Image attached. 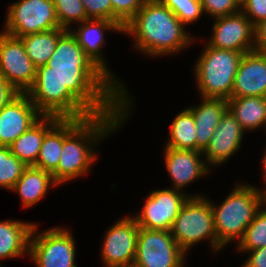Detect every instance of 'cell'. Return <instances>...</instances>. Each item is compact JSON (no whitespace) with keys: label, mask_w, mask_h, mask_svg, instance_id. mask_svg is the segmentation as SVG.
<instances>
[{"label":"cell","mask_w":266,"mask_h":267,"mask_svg":"<svg viewBox=\"0 0 266 267\" xmlns=\"http://www.w3.org/2000/svg\"><path fill=\"white\" fill-rule=\"evenodd\" d=\"M193 114L196 129V151H204L209 145L219 121L228 110L227 99L204 98L201 105L187 107Z\"/></svg>","instance_id":"cell-19"},{"label":"cell","mask_w":266,"mask_h":267,"mask_svg":"<svg viewBox=\"0 0 266 267\" xmlns=\"http://www.w3.org/2000/svg\"><path fill=\"white\" fill-rule=\"evenodd\" d=\"M170 232L185 253L202 239L210 240L214 253L219 250L211 203L204 195H190L182 205Z\"/></svg>","instance_id":"cell-6"},{"label":"cell","mask_w":266,"mask_h":267,"mask_svg":"<svg viewBox=\"0 0 266 267\" xmlns=\"http://www.w3.org/2000/svg\"><path fill=\"white\" fill-rule=\"evenodd\" d=\"M60 28L53 0H18L9 6L5 33L22 36Z\"/></svg>","instance_id":"cell-8"},{"label":"cell","mask_w":266,"mask_h":267,"mask_svg":"<svg viewBox=\"0 0 266 267\" xmlns=\"http://www.w3.org/2000/svg\"><path fill=\"white\" fill-rule=\"evenodd\" d=\"M26 167L9 147L0 146V187L12 191Z\"/></svg>","instance_id":"cell-28"},{"label":"cell","mask_w":266,"mask_h":267,"mask_svg":"<svg viewBox=\"0 0 266 267\" xmlns=\"http://www.w3.org/2000/svg\"><path fill=\"white\" fill-rule=\"evenodd\" d=\"M113 30V32H123V28L112 20L105 19H88L79 24L77 31L70 29L69 31L77 40V43L84 50V53L94 62V64L103 71L127 96L129 93L125 89L120 80L113 76V73L107 68L106 60L103 59L101 48L105 45L104 43V32L106 30Z\"/></svg>","instance_id":"cell-15"},{"label":"cell","mask_w":266,"mask_h":267,"mask_svg":"<svg viewBox=\"0 0 266 267\" xmlns=\"http://www.w3.org/2000/svg\"><path fill=\"white\" fill-rule=\"evenodd\" d=\"M227 103L228 110L245 132L266 127V101L264 97H231Z\"/></svg>","instance_id":"cell-23"},{"label":"cell","mask_w":266,"mask_h":267,"mask_svg":"<svg viewBox=\"0 0 266 267\" xmlns=\"http://www.w3.org/2000/svg\"><path fill=\"white\" fill-rule=\"evenodd\" d=\"M184 24L197 21L203 14L200 0H160Z\"/></svg>","instance_id":"cell-30"},{"label":"cell","mask_w":266,"mask_h":267,"mask_svg":"<svg viewBox=\"0 0 266 267\" xmlns=\"http://www.w3.org/2000/svg\"><path fill=\"white\" fill-rule=\"evenodd\" d=\"M63 147V119L44 136L34 167L52 173L58 166Z\"/></svg>","instance_id":"cell-25"},{"label":"cell","mask_w":266,"mask_h":267,"mask_svg":"<svg viewBox=\"0 0 266 267\" xmlns=\"http://www.w3.org/2000/svg\"><path fill=\"white\" fill-rule=\"evenodd\" d=\"M56 116H42L10 146V151L26 166H34L45 134L60 120Z\"/></svg>","instance_id":"cell-20"},{"label":"cell","mask_w":266,"mask_h":267,"mask_svg":"<svg viewBox=\"0 0 266 267\" xmlns=\"http://www.w3.org/2000/svg\"><path fill=\"white\" fill-rule=\"evenodd\" d=\"M67 30L56 28L50 31L28 34L20 37L26 54L36 67L46 65L55 51L58 39Z\"/></svg>","instance_id":"cell-24"},{"label":"cell","mask_w":266,"mask_h":267,"mask_svg":"<svg viewBox=\"0 0 266 267\" xmlns=\"http://www.w3.org/2000/svg\"><path fill=\"white\" fill-rule=\"evenodd\" d=\"M196 135L193 114L186 108L174 118L166 147L196 151Z\"/></svg>","instance_id":"cell-26"},{"label":"cell","mask_w":266,"mask_h":267,"mask_svg":"<svg viewBox=\"0 0 266 267\" xmlns=\"http://www.w3.org/2000/svg\"><path fill=\"white\" fill-rule=\"evenodd\" d=\"M36 71L22 40L0 32V75L19 93H26L35 82Z\"/></svg>","instance_id":"cell-10"},{"label":"cell","mask_w":266,"mask_h":267,"mask_svg":"<svg viewBox=\"0 0 266 267\" xmlns=\"http://www.w3.org/2000/svg\"><path fill=\"white\" fill-rule=\"evenodd\" d=\"M265 150H266V149H265ZM265 153H266V151H265ZM262 163H263V167H264V174H263V177H264L265 182H266V154H264L263 162H262ZM265 185H266V183H265ZM265 188H266V187H265ZM262 190H263V189H261V191H260V189H258L260 195L262 196L264 202L266 203V189L263 190L264 192H262Z\"/></svg>","instance_id":"cell-38"},{"label":"cell","mask_w":266,"mask_h":267,"mask_svg":"<svg viewBox=\"0 0 266 267\" xmlns=\"http://www.w3.org/2000/svg\"><path fill=\"white\" fill-rule=\"evenodd\" d=\"M254 49L253 51L266 54V19L254 26Z\"/></svg>","instance_id":"cell-35"},{"label":"cell","mask_w":266,"mask_h":267,"mask_svg":"<svg viewBox=\"0 0 266 267\" xmlns=\"http://www.w3.org/2000/svg\"><path fill=\"white\" fill-rule=\"evenodd\" d=\"M19 92L0 75V110Z\"/></svg>","instance_id":"cell-36"},{"label":"cell","mask_w":266,"mask_h":267,"mask_svg":"<svg viewBox=\"0 0 266 267\" xmlns=\"http://www.w3.org/2000/svg\"><path fill=\"white\" fill-rule=\"evenodd\" d=\"M107 267H138L135 263L121 264V265H111Z\"/></svg>","instance_id":"cell-39"},{"label":"cell","mask_w":266,"mask_h":267,"mask_svg":"<svg viewBox=\"0 0 266 267\" xmlns=\"http://www.w3.org/2000/svg\"><path fill=\"white\" fill-rule=\"evenodd\" d=\"M213 34L208 45L218 49L249 53L254 49V25L241 11L213 18Z\"/></svg>","instance_id":"cell-12"},{"label":"cell","mask_w":266,"mask_h":267,"mask_svg":"<svg viewBox=\"0 0 266 267\" xmlns=\"http://www.w3.org/2000/svg\"><path fill=\"white\" fill-rule=\"evenodd\" d=\"M241 12L255 26L266 19V0H243L241 3Z\"/></svg>","instance_id":"cell-34"},{"label":"cell","mask_w":266,"mask_h":267,"mask_svg":"<svg viewBox=\"0 0 266 267\" xmlns=\"http://www.w3.org/2000/svg\"><path fill=\"white\" fill-rule=\"evenodd\" d=\"M244 132L240 123L227 110L210 138L209 145L203 151L206 164L215 167L226 162L241 147Z\"/></svg>","instance_id":"cell-16"},{"label":"cell","mask_w":266,"mask_h":267,"mask_svg":"<svg viewBox=\"0 0 266 267\" xmlns=\"http://www.w3.org/2000/svg\"><path fill=\"white\" fill-rule=\"evenodd\" d=\"M139 226L134 217H125L112 225L102 244V262L105 266L134 263Z\"/></svg>","instance_id":"cell-13"},{"label":"cell","mask_w":266,"mask_h":267,"mask_svg":"<svg viewBox=\"0 0 266 267\" xmlns=\"http://www.w3.org/2000/svg\"><path fill=\"white\" fill-rule=\"evenodd\" d=\"M165 167L171 177L174 189L183 190L188 184L209 173L206 161L199 158L202 151L165 147Z\"/></svg>","instance_id":"cell-17"},{"label":"cell","mask_w":266,"mask_h":267,"mask_svg":"<svg viewBox=\"0 0 266 267\" xmlns=\"http://www.w3.org/2000/svg\"><path fill=\"white\" fill-rule=\"evenodd\" d=\"M197 59L194 74L202 98H231L235 75L245 53L206 44Z\"/></svg>","instance_id":"cell-5"},{"label":"cell","mask_w":266,"mask_h":267,"mask_svg":"<svg viewBox=\"0 0 266 267\" xmlns=\"http://www.w3.org/2000/svg\"><path fill=\"white\" fill-rule=\"evenodd\" d=\"M88 19L112 20L110 0H81Z\"/></svg>","instance_id":"cell-33"},{"label":"cell","mask_w":266,"mask_h":267,"mask_svg":"<svg viewBox=\"0 0 266 267\" xmlns=\"http://www.w3.org/2000/svg\"><path fill=\"white\" fill-rule=\"evenodd\" d=\"M185 255L170 231L139 227L134 261L138 267H179Z\"/></svg>","instance_id":"cell-9"},{"label":"cell","mask_w":266,"mask_h":267,"mask_svg":"<svg viewBox=\"0 0 266 267\" xmlns=\"http://www.w3.org/2000/svg\"><path fill=\"white\" fill-rule=\"evenodd\" d=\"M184 24L160 0H148L125 25L123 33L133 35L135 48L148 56L178 53L194 39Z\"/></svg>","instance_id":"cell-3"},{"label":"cell","mask_w":266,"mask_h":267,"mask_svg":"<svg viewBox=\"0 0 266 267\" xmlns=\"http://www.w3.org/2000/svg\"><path fill=\"white\" fill-rule=\"evenodd\" d=\"M26 93L43 116L61 119L129 113L133 105L84 53L69 30L58 39L47 64L37 67L35 82Z\"/></svg>","instance_id":"cell-1"},{"label":"cell","mask_w":266,"mask_h":267,"mask_svg":"<svg viewBox=\"0 0 266 267\" xmlns=\"http://www.w3.org/2000/svg\"><path fill=\"white\" fill-rule=\"evenodd\" d=\"M112 5V21L123 29L148 0H110Z\"/></svg>","instance_id":"cell-31"},{"label":"cell","mask_w":266,"mask_h":267,"mask_svg":"<svg viewBox=\"0 0 266 267\" xmlns=\"http://www.w3.org/2000/svg\"><path fill=\"white\" fill-rule=\"evenodd\" d=\"M42 116L27 93H18L0 110V146L9 147Z\"/></svg>","instance_id":"cell-14"},{"label":"cell","mask_w":266,"mask_h":267,"mask_svg":"<svg viewBox=\"0 0 266 267\" xmlns=\"http://www.w3.org/2000/svg\"><path fill=\"white\" fill-rule=\"evenodd\" d=\"M36 223L29 240V256L37 267H77L75 240L69 229L54 227L37 234ZM36 234V235H35Z\"/></svg>","instance_id":"cell-7"},{"label":"cell","mask_w":266,"mask_h":267,"mask_svg":"<svg viewBox=\"0 0 266 267\" xmlns=\"http://www.w3.org/2000/svg\"><path fill=\"white\" fill-rule=\"evenodd\" d=\"M34 224L13 219L0 221V259L17 258L29 252Z\"/></svg>","instance_id":"cell-22"},{"label":"cell","mask_w":266,"mask_h":267,"mask_svg":"<svg viewBox=\"0 0 266 267\" xmlns=\"http://www.w3.org/2000/svg\"><path fill=\"white\" fill-rule=\"evenodd\" d=\"M50 185L58 186L52 173L27 166L12 190L18 192L24 208L32 207L47 194Z\"/></svg>","instance_id":"cell-21"},{"label":"cell","mask_w":266,"mask_h":267,"mask_svg":"<svg viewBox=\"0 0 266 267\" xmlns=\"http://www.w3.org/2000/svg\"><path fill=\"white\" fill-rule=\"evenodd\" d=\"M234 188L219 206L210 202L219 250L234 239L239 242L256 213L265 204L256 187L238 183Z\"/></svg>","instance_id":"cell-4"},{"label":"cell","mask_w":266,"mask_h":267,"mask_svg":"<svg viewBox=\"0 0 266 267\" xmlns=\"http://www.w3.org/2000/svg\"><path fill=\"white\" fill-rule=\"evenodd\" d=\"M249 258L242 267H266V246L248 251Z\"/></svg>","instance_id":"cell-37"},{"label":"cell","mask_w":266,"mask_h":267,"mask_svg":"<svg viewBox=\"0 0 266 267\" xmlns=\"http://www.w3.org/2000/svg\"><path fill=\"white\" fill-rule=\"evenodd\" d=\"M266 95V54L245 53L234 79L231 97Z\"/></svg>","instance_id":"cell-18"},{"label":"cell","mask_w":266,"mask_h":267,"mask_svg":"<svg viewBox=\"0 0 266 267\" xmlns=\"http://www.w3.org/2000/svg\"><path fill=\"white\" fill-rule=\"evenodd\" d=\"M188 194L174 188L152 191L139 214L133 216L139 227L170 231Z\"/></svg>","instance_id":"cell-11"},{"label":"cell","mask_w":266,"mask_h":267,"mask_svg":"<svg viewBox=\"0 0 266 267\" xmlns=\"http://www.w3.org/2000/svg\"><path fill=\"white\" fill-rule=\"evenodd\" d=\"M203 13L211 17L233 15L241 11V3L238 0H200ZM239 10V11H238Z\"/></svg>","instance_id":"cell-32"},{"label":"cell","mask_w":266,"mask_h":267,"mask_svg":"<svg viewBox=\"0 0 266 267\" xmlns=\"http://www.w3.org/2000/svg\"><path fill=\"white\" fill-rule=\"evenodd\" d=\"M128 114L130 115V113L94 115L84 120L63 119V147L59 164L52 172L55 182L61 185L86 175L97 158L94 151L95 144L117 130V127H121Z\"/></svg>","instance_id":"cell-2"},{"label":"cell","mask_w":266,"mask_h":267,"mask_svg":"<svg viewBox=\"0 0 266 267\" xmlns=\"http://www.w3.org/2000/svg\"><path fill=\"white\" fill-rule=\"evenodd\" d=\"M60 28L70 30L71 24L88 20L81 0H53Z\"/></svg>","instance_id":"cell-29"},{"label":"cell","mask_w":266,"mask_h":267,"mask_svg":"<svg viewBox=\"0 0 266 267\" xmlns=\"http://www.w3.org/2000/svg\"><path fill=\"white\" fill-rule=\"evenodd\" d=\"M266 203L256 213L253 221L246 228L237 249L242 252L255 250L266 246ZM265 208V209H263Z\"/></svg>","instance_id":"cell-27"}]
</instances>
